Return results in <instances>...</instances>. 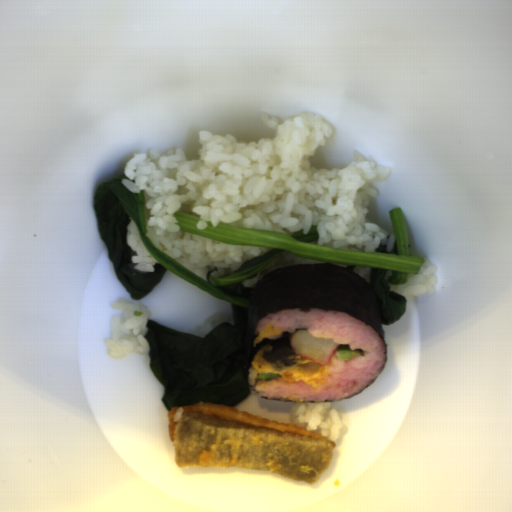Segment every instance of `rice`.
I'll return each instance as SVG.
<instances>
[{
  "label": "rice",
  "instance_id": "obj_1",
  "mask_svg": "<svg viewBox=\"0 0 512 512\" xmlns=\"http://www.w3.org/2000/svg\"><path fill=\"white\" fill-rule=\"evenodd\" d=\"M276 128L258 143L229 134L199 131L198 159L182 149L136 153L124 169L126 189L143 192L145 233L157 249L204 279L236 272L247 260L277 248L267 243L228 244L188 234L174 214L198 217L197 228L225 223L239 228L307 234L316 226L318 244L374 253L390 251L395 237L367 218V206L379 198L375 181L390 170L354 151L344 168L321 169L310 157L332 136L331 123L317 110L280 118L262 113Z\"/></svg>",
  "mask_w": 512,
  "mask_h": 512
},
{
  "label": "rice",
  "instance_id": "obj_2",
  "mask_svg": "<svg viewBox=\"0 0 512 512\" xmlns=\"http://www.w3.org/2000/svg\"><path fill=\"white\" fill-rule=\"evenodd\" d=\"M271 325L282 332L265 339L277 340L284 331L296 333L308 330L317 339H333L335 344L349 345L361 349L363 355L341 359L337 349L325 364L329 376L323 383L312 387L302 380L286 382L276 378L271 381L256 380L260 373L253 365L248 370L251 389L268 400H290L295 402H333L344 400L362 392L374 382L385 362L384 345L374 328L342 311H324L313 308L301 311L299 308L270 314L261 319L255 335Z\"/></svg>",
  "mask_w": 512,
  "mask_h": 512
},
{
  "label": "rice",
  "instance_id": "obj_3",
  "mask_svg": "<svg viewBox=\"0 0 512 512\" xmlns=\"http://www.w3.org/2000/svg\"><path fill=\"white\" fill-rule=\"evenodd\" d=\"M111 307L122 310L110 317L109 339L104 340L111 358L121 359L130 353L149 354L150 345L145 337L151 322V311L142 300H133L120 296L117 301H111Z\"/></svg>",
  "mask_w": 512,
  "mask_h": 512
},
{
  "label": "rice",
  "instance_id": "obj_4",
  "mask_svg": "<svg viewBox=\"0 0 512 512\" xmlns=\"http://www.w3.org/2000/svg\"><path fill=\"white\" fill-rule=\"evenodd\" d=\"M289 424L323 435L337 442L341 421L330 402H294Z\"/></svg>",
  "mask_w": 512,
  "mask_h": 512
},
{
  "label": "rice",
  "instance_id": "obj_5",
  "mask_svg": "<svg viewBox=\"0 0 512 512\" xmlns=\"http://www.w3.org/2000/svg\"><path fill=\"white\" fill-rule=\"evenodd\" d=\"M418 274H409L403 285L389 284V290L401 292L405 302L418 296H430L436 292V264L423 257Z\"/></svg>",
  "mask_w": 512,
  "mask_h": 512
},
{
  "label": "rice",
  "instance_id": "obj_6",
  "mask_svg": "<svg viewBox=\"0 0 512 512\" xmlns=\"http://www.w3.org/2000/svg\"><path fill=\"white\" fill-rule=\"evenodd\" d=\"M127 245L137 254L131 257V262L136 264L133 268L142 272H153L155 264H160L142 242L137 223L130 215L125 231Z\"/></svg>",
  "mask_w": 512,
  "mask_h": 512
},
{
  "label": "rice",
  "instance_id": "obj_7",
  "mask_svg": "<svg viewBox=\"0 0 512 512\" xmlns=\"http://www.w3.org/2000/svg\"><path fill=\"white\" fill-rule=\"evenodd\" d=\"M219 324L234 325V315L229 312H217L208 316L203 323L198 325L189 336L204 337L209 335Z\"/></svg>",
  "mask_w": 512,
  "mask_h": 512
},
{
  "label": "rice",
  "instance_id": "obj_8",
  "mask_svg": "<svg viewBox=\"0 0 512 512\" xmlns=\"http://www.w3.org/2000/svg\"><path fill=\"white\" fill-rule=\"evenodd\" d=\"M310 359L301 358L297 355L282 357L276 361L268 362L272 367L274 373L281 374L289 368L298 367L299 364H305Z\"/></svg>",
  "mask_w": 512,
  "mask_h": 512
},
{
  "label": "rice",
  "instance_id": "obj_9",
  "mask_svg": "<svg viewBox=\"0 0 512 512\" xmlns=\"http://www.w3.org/2000/svg\"><path fill=\"white\" fill-rule=\"evenodd\" d=\"M274 343V342H273ZM273 343L271 344H268V345H264L263 347H261L258 351H257V355H262V357L264 356V354L266 352H269L270 350H272V345Z\"/></svg>",
  "mask_w": 512,
  "mask_h": 512
}]
</instances>
